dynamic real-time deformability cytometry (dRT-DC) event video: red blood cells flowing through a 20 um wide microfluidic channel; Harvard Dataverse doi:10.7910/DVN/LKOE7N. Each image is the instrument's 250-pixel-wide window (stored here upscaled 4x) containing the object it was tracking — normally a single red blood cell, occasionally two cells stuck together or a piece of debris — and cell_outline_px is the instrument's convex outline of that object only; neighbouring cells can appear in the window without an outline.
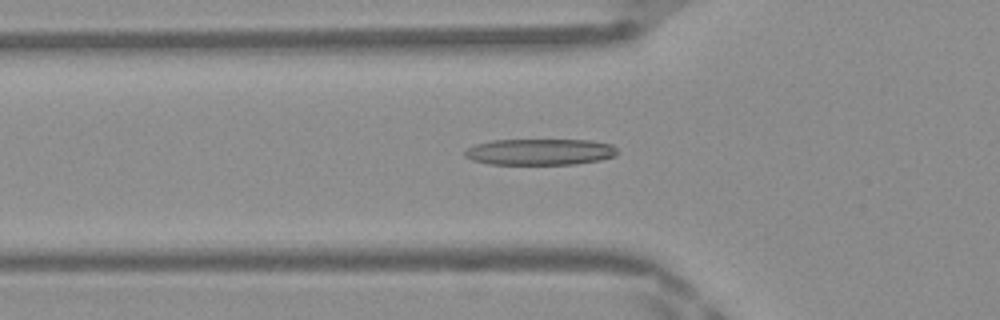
{"species": "Egyptian fruit bat (a non-hibernating species)", "species_latin": "Rousettus aegyptiacus", "temperature_condition": "warm", "stored_images_in_passage": 43, "camera_frame_rate_fps": 3000, "um_per_image_px": 0.085, "frame": {"image": 1, "passage_image": 11, "time_ms": 3.333, "image_size_px": [1000, 320], "cell_outline_px": [[616, 156], [600, 160], [576, 164], [488, 164], [472, 160], [464, 156], [464, 152], [468, 148], [476, 144], [492, 140], [592, 140], [612, 144], [616, 148]], "centroid_in_image_um": [45.9, 12.91], "position_along_channel_um": 79.9, "area_um2": 23.41}}
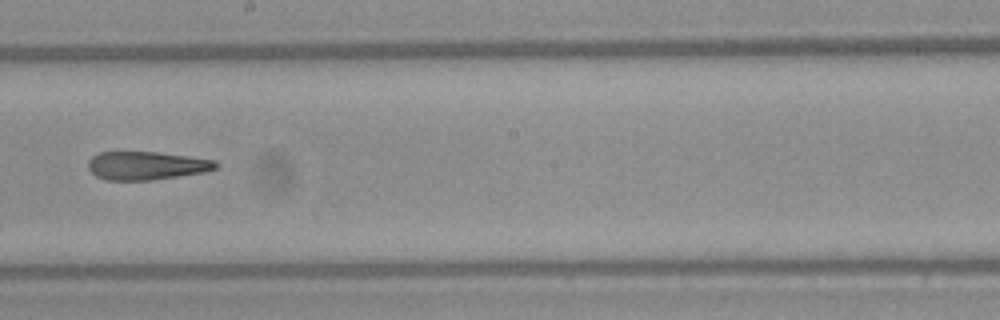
{"frame": {"image": 2, "passage_image": 22, "time_ms": 7.0, "image_size_px": [1000, 320], "cell_outline_px": [[220, 164], [216, 168], [204, 172], [152, 180], [104, 180], [96, 176], [88, 168], [88, 160], [92, 156], [100, 152], [156, 152], [188, 156], [216, 160]], "centroid_in_image_um": [12.45, 14.08], "position_along_channel_um": 235.8, "area_um2": 21.1}}
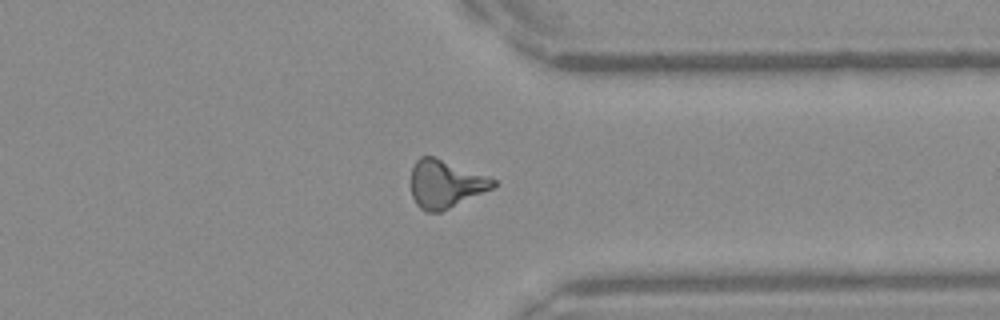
{"frame": {"image": 3, "passage_image": 32, "time_ms": 10.333, "image_size_px": [1000, 320], "cell_outline_px": [[496, 184], [492, 188], [440, 212], [424, 212], [416, 204], [412, 196], [412, 168], [416, 160], [420, 156], [432, 156], [488, 176], [496, 180]], "centroid_in_image_um": [37.84, 15.64], "position_along_channel_um": 373.6, "area_um2": 22.54}, "authors_computed_cell_mechanics": {"area_um2": 22.3108, "velocity_mm_per_s": 4.2202, "shape_relaxation_time_tau1_ms": null, "shape_relaxation_time_tau2_ms": 5.8866, "deformation_change_tau1": null, "deformation_change_tau2": 0.2129}}